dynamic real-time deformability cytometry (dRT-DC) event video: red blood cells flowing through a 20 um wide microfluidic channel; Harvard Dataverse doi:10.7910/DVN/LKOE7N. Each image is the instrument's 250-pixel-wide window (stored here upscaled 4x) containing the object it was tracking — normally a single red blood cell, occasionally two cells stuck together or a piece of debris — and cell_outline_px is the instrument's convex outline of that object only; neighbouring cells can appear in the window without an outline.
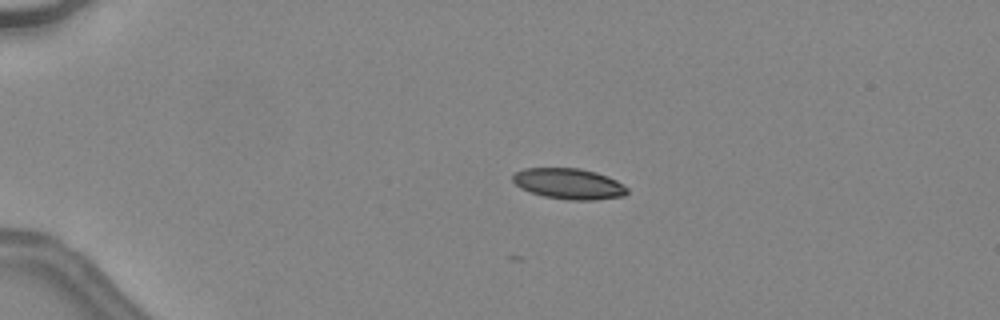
{"species": "common noctule bat (a hibernating species)", "species_latin": "Nyctalus noctula", "temperature_condition": "warm", "stored_images_in_passage": 37, "camera_frame_rate_fps": 3000, "um_per_image_px": 0.085, "animal": {"sex": "female", "body_mass_g": 24.6, "forearm_length_mm": 56.2}, "frame": {"image": 1, "passage_image": 1, "time_ms": 0.0, "image_size_px": [1000, 320], "cell_outline_px": [[628, 192], [624, 196], [596, 200], [568, 200], [544, 196], [520, 188], [512, 180], [512, 176], [516, 172], [524, 168], [580, 168], [596, 172], [608, 176], [624, 184], [628, 188]], "centroid_in_image_um": [48.38, 15.62], "position_along_channel_um": 36.6, "area_um2": 20.63}}
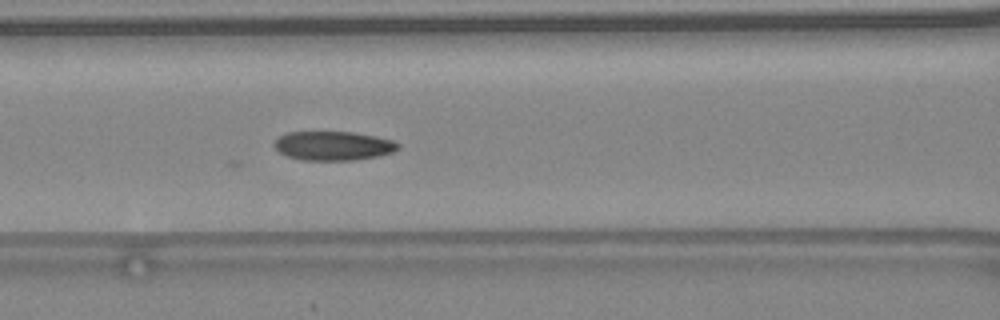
{"frame": {"image": 2, "passage_image": 12, "time_ms": 3.667, "image_size_px": [1000, 320], "cell_outline_px": [[400, 148], [392, 152], [380, 156], [356, 160], [304, 160], [288, 156], [280, 152], [272, 144], [280, 136], [288, 132], [352, 132], [376, 136], [392, 140], [400, 144]], "centroid_in_image_um": [28.36, 12.39], "position_along_channel_um": 138.2, "area_um2": 20.98}, "authors_computed_cell_mechanics": {"area_um2": 21.675, "velocity_mm_per_s": 4.5307, "shape_relaxation_time_tau1_ms": null, "shape_relaxation_time_tau2_ms": 1.6705, "deformation_change_tau1": null, "deformation_change_tau2": 0.0865}}